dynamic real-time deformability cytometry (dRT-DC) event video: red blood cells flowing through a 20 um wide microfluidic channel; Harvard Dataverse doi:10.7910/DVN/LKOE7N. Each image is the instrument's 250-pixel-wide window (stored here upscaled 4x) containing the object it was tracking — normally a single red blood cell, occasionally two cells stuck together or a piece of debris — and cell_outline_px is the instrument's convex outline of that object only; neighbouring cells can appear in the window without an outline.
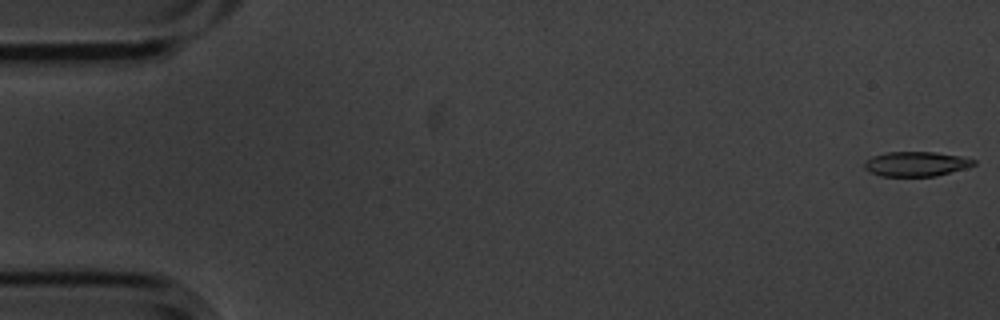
{"species": "common noctule bat (a hibernating species)", "species_latin": "Nyctalus noctula", "temperature_condition": "cold", "stored_images_in_passage": 8, "camera_frame_rate_fps": 3000, "um_per_image_px": 0.085, "animal": {"sex": "male", "body_mass_g": 20.1, "forearm_length_mm": 53.5}, "frame": {"image": 1, "passage_image": 1, "time_ms": 0.0, "image_size_px": [1000, 320], "cell_outline_px": [[976, 164], [964, 168], [936, 176], [880, 176], [868, 172], [864, 168], [864, 160], [872, 156], [884, 152], [936, 152], [960, 156], [976, 160]], "centroid_in_image_um": [77.81, 13.93], "position_along_channel_um": 7.2, "area_um2": 15.84}}
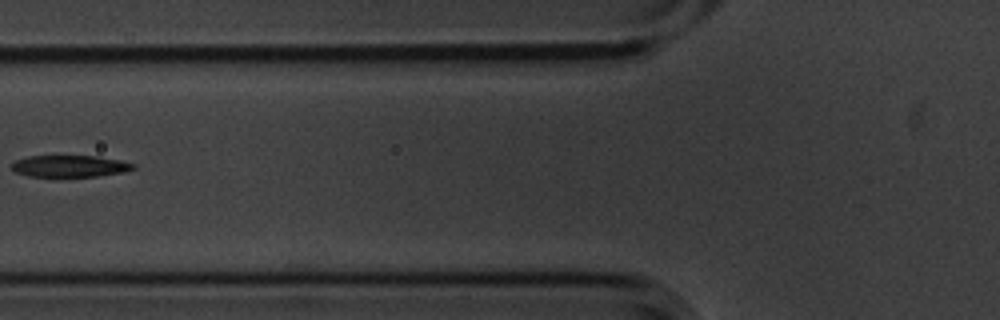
{"frame": {"image": 2, "passage_image": 7, "time_ms": 2.0, "image_size_px": [1000, 320], "cell_outline_px": [[136, 168], [124, 172], [96, 176], [28, 176], [16, 172], [12, 168], [12, 164], [16, 160], [28, 156], [96, 156], [120, 160], [136, 164]], "centroid_in_image_um": [5.97, 14.11], "position_along_channel_um": 119.8, "area_um2": 15.26}}
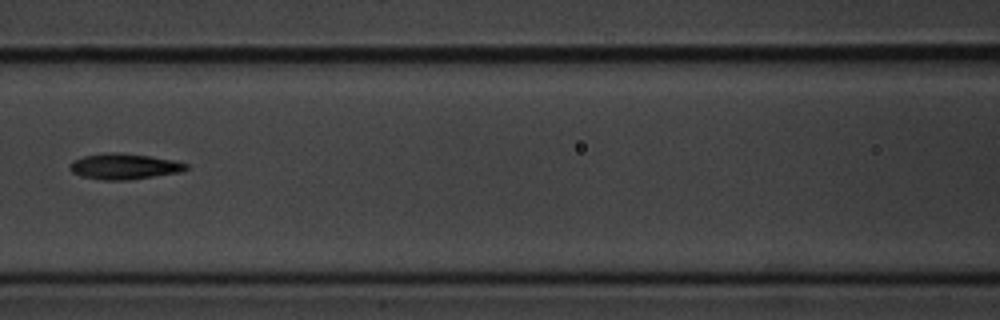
{"frame": {"image": 3, "passage_image": 8, "time_ms": 2.333, "image_size_px": [1000, 320], "cell_outline_px": [[188, 168], [180, 172], [128, 180], [104, 180], [80, 176], [72, 172], [68, 168], [72, 160], [84, 156], [108, 152], [120, 152], [176, 160], [188, 164]], "centroid_in_image_um": [10.53, 14.14], "position_along_channel_um": 156.1, "area_um2": 17.51}}